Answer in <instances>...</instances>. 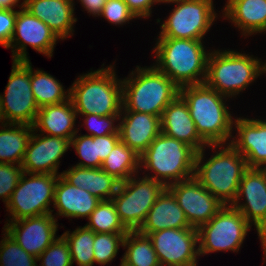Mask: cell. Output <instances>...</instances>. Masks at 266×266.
Masks as SVG:
<instances>
[{
    "label": "cell",
    "instance_id": "obj_1",
    "mask_svg": "<svg viewBox=\"0 0 266 266\" xmlns=\"http://www.w3.org/2000/svg\"><path fill=\"white\" fill-rule=\"evenodd\" d=\"M207 149L213 152L208 159ZM207 149L196 153L194 178L221 203L231 205L249 169L247 161L231 144L207 145Z\"/></svg>",
    "mask_w": 266,
    "mask_h": 266
},
{
    "label": "cell",
    "instance_id": "obj_2",
    "mask_svg": "<svg viewBox=\"0 0 266 266\" xmlns=\"http://www.w3.org/2000/svg\"><path fill=\"white\" fill-rule=\"evenodd\" d=\"M179 95L187 103L196 131L207 145L230 144L235 117L226 103L230 98L205 83L181 87Z\"/></svg>",
    "mask_w": 266,
    "mask_h": 266
},
{
    "label": "cell",
    "instance_id": "obj_3",
    "mask_svg": "<svg viewBox=\"0 0 266 266\" xmlns=\"http://www.w3.org/2000/svg\"><path fill=\"white\" fill-rule=\"evenodd\" d=\"M153 65L179 88L203 84L207 74V51L203 40L156 38Z\"/></svg>",
    "mask_w": 266,
    "mask_h": 266
},
{
    "label": "cell",
    "instance_id": "obj_4",
    "mask_svg": "<svg viewBox=\"0 0 266 266\" xmlns=\"http://www.w3.org/2000/svg\"><path fill=\"white\" fill-rule=\"evenodd\" d=\"M79 75L69 87V98L77 114L100 116L120 115L122 79H118L115 64Z\"/></svg>",
    "mask_w": 266,
    "mask_h": 266
},
{
    "label": "cell",
    "instance_id": "obj_5",
    "mask_svg": "<svg viewBox=\"0 0 266 266\" xmlns=\"http://www.w3.org/2000/svg\"><path fill=\"white\" fill-rule=\"evenodd\" d=\"M179 87L154 65H136L122 78V111L162 116L163 110L179 95Z\"/></svg>",
    "mask_w": 266,
    "mask_h": 266
},
{
    "label": "cell",
    "instance_id": "obj_6",
    "mask_svg": "<svg viewBox=\"0 0 266 266\" xmlns=\"http://www.w3.org/2000/svg\"><path fill=\"white\" fill-rule=\"evenodd\" d=\"M262 59L245 51L211 49L205 84L233 99L262 77Z\"/></svg>",
    "mask_w": 266,
    "mask_h": 266
},
{
    "label": "cell",
    "instance_id": "obj_7",
    "mask_svg": "<svg viewBox=\"0 0 266 266\" xmlns=\"http://www.w3.org/2000/svg\"><path fill=\"white\" fill-rule=\"evenodd\" d=\"M196 153L189 145L161 132L140 155V171L167 187L194 176Z\"/></svg>",
    "mask_w": 266,
    "mask_h": 266
},
{
    "label": "cell",
    "instance_id": "obj_8",
    "mask_svg": "<svg viewBox=\"0 0 266 266\" xmlns=\"http://www.w3.org/2000/svg\"><path fill=\"white\" fill-rule=\"evenodd\" d=\"M167 4L174 8L166 20L156 19V23L161 24L157 38L204 40L219 19L214 0H178Z\"/></svg>",
    "mask_w": 266,
    "mask_h": 266
},
{
    "label": "cell",
    "instance_id": "obj_9",
    "mask_svg": "<svg viewBox=\"0 0 266 266\" xmlns=\"http://www.w3.org/2000/svg\"><path fill=\"white\" fill-rule=\"evenodd\" d=\"M251 229L252 226L238 209L224 205L197 229L200 257L214 252L238 253Z\"/></svg>",
    "mask_w": 266,
    "mask_h": 266
},
{
    "label": "cell",
    "instance_id": "obj_10",
    "mask_svg": "<svg viewBox=\"0 0 266 266\" xmlns=\"http://www.w3.org/2000/svg\"><path fill=\"white\" fill-rule=\"evenodd\" d=\"M134 174L120 182L117 193L112 197L118 216L128 231H137L145 221L150 208L167 188L148 176Z\"/></svg>",
    "mask_w": 266,
    "mask_h": 266
},
{
    "label": "cell",
    "instance_id": "obj_11",
    "mask_svg": "<svg viewBox=\"0 0 266 266\" xmlns=\"http://www.w3.org/2000/svg\"><path fill=\"white\" fill-rule=\"evenodd\" d=\"M59 175L23 173L10 200L6 204L9 213L6 221L52 213L55 186Z\"/></svg>",
    "mask_w": 266,
    "mask_h": 266
},
{
    "label": "cell",
    "instance_id": "obj_12",
    "mask_svg": "<svg viewBox=\"0 0 266 266\" xmlns=\"http://www.w3.org/2000/svg\"><path fill=\"white\" fill-rule=\"evenodd\" d=\"M3 93H0V103L5 122L32 126L39 108L31 89L30 61H12Z\"/></svg>",
    "mask_w": 266,
    "mask_h": 266
},
{
    "label": "cell",
    "instance_id": "obj_13",
    "mask_svg": "<svg viewBox=\"0 0 266 266\" xmlns=\"http://www.w3.org/2000/svg\"><path fill=\"white\" fill-rule=\"evenodd\" d=\"M59 40L43 21L22 8L17 10L14 32L8 49L12 50L13 61H30L27 45L36 52L51 58Z\"/></svg>",
    "mask_w": 266,
    "mask_h": 266
},
{
    "label": "cell",
    "instance_id": "obj_14",
    "mask_svg": "<svg viewBox=\"0 0 266 266\" xmlns=\"http://www.w3.org/2000/svg\"><path fill=\"white\" fill-rule=\"evenodd\" d=\"M231 206L238 209L251 226L254 225L264 256V240L266 239V169L249 168L244 173L239 184L237 196Z\"/></svg>",
    "mask_w": 266,
    "mask_h": 266
},
{
    "label": "cell",
    "instance_id": "obj_15",
    "mask_svg": "<svg viewBox=\"0 0 266 266\" xmlns=\"http://www.w3.org/2000/svg\"><path fill=\"white\" fill-rule=\"evenodd\" d=\"M161 266H198L196 228L164 229L148 235Z\"/></svg>",
    "mask_w": 266,
    "mask_h": 266
},
{
    "label": "cell",
    "instance_id": "obj_16",
    "mask_svg": "<svg viewBox=\"0 0 266 266\" xmlns=\"http://www.w3.org/2000/svg\"><path fill=\"white\" fill-rule=\"evenodd\" d=\"M184 211L191 227L198 229L206 224L224 206L194 176L167 186Z\"/></svg>",
    "mask_w": 266,
    "mask_h": 266
},
{
    "label": "cell",
    "instance_id": "obj_17",
    "mask_svg": "<svg viewBox=\"0 0 266 266\" xmlns=\"http://www.w3.org/2000/svg\"><path fill=\"white\" fill-rule=\"evenodd\" d=\"M57 219L49 213L39 216L5 221L2 228L27 253L38 256L57 238Z\"/></svg>",
    "mask_w": 266,
    "mask_h": 266
},
{
    "label": "cell",
    "instance_id": "obj_18",
    "mask_svg": "<svg viewBox=\"0 0 266 266\" xmlns=\"http://www.w3.org/2000/svg\"><path fill=\"white\" fill-rule=\"evenodd\" d=\"M68 138L44 135L33 130L27 144L22 169L29 174L61 175L58 168L70 148Z\"/></svg>",
    "mask_w": 266,
    "mask_h": 266
},
{
    "label": "cell",
    "instance_id": "obj_19",
    "mask_svg": "<svg viewBox=\"0 0 266 266\" xmlns=\"http://www.w3.org/2000/svg\"><path fill=\"white\" fill-rule=\"evenodd\" d=\"M262 119L234 117L236 135L230 144L246 159L249 168L266 169V119Z\"/></svg>",
    "mask_w": 266,
    "mask_h": 266
},
{
    "label": "cell",
    "instance_id": "obj_20",
    "mask_svg": "<svg viewBox=\"0 0 266 266\" xmlns=\"http://www.w3.org/2000/svg\"><path fill=\"white\" fill-rule=\"evenodd\" d=\"M75 0H25V9L43 21L61 40L73 36Z\"/></svg>",
    "mask_w": 266,
    "mask_h": 266
},
{
    "label": "cell",
    "instance_id": "obj_21",
    "mask_svg": "<svg viewBox=\"0 0 266 266\" xmlns=\"http://www.w3.org/2000/svg\"><path fill=\"white\" fill-rule=\"evenodd\" d=\"M120 140L141 155L161 133V117L135 111H121Z\"/></svg>",
    "mask_w": 266,
    "mask_h": 266
},
{
    "label": "cell",
    "instance_id": "obj_22",
    "mask_svg": "<svg viewBox=\"0 0 266 266\" xmlns=\"http://www.w3.org/2000/svg\"><path fill=\"white\" fill-rule=\"evenodd\" d=\"M161 132L168 137L184 142L196 152L207 147L196 131L187 103L180 95L163 110Z\"/></svg>",
    "mask_w": 266,
    "mask_h": 266
},
{
    "label": "cell",
    "instance_id": "obj_23",
    "mask_svg": "<svg viewBox=\"0 0 266 266\" xmlns=\"http://www.w3.org/2000/svg\"><path fill=\"white\" fill-rule=\"evenodd\" d=\"M101 200L90 192L68 183L61 175L55 186L52 215L57 218L88 219ZM57 210L56 213L54 212ZM54 213V214H53Z\"/></svg>",
    "mask_w": 266,
    "mask_h": 266
},
{
    "label": "cell",
    "instance_id": "obj_24",
    "mask_svg": "<svg viewBox=\"0 0 266 266\" xmlns=\"http://www.w3.org/2000/svg\"><path fill=\"white\" fill-rule=\"evenodd\" d=\"M229 20L247 38L266 33V0H227L220 18Z\"/></svg>",
    "mask_w": 266,
    "mask_h": 266
},
{
    "label": "cell",
    "instance_id": "obj_25",
    "mask_svg": "<svg viewBox=\"0 0 266 266\" xmlns=\"http://www.w3.org/2000/svg\"><path fill=\"white\" fill-rule=\"evenodd\" d=\"M77 118V112L69 98L62 103L39 108L32 126L35 132L68 138L71 141V138L80 131V125L76 128Z\"/></svg>",
    "mask_w": 266,
    "mask_h": 266
},
{
    "label": "cell",
    "instance_id": "obj_26",
    "mask_svg": "<svg viewBox=\"0 0 266 266\" xmlns=\"http://www.w3.org/2000/svg\"><path fill=\"white\" fill-rule=\"evenodd\" d=\"M193 228L173 194L166 188L150 208L139 232L145 235L164 229Z\"/></svg>",
    "mask_w": 266,
    "mask_h": 266
},
{
    "label": "cell",
    "instance_id": "obj_27",
    "mask_svg": "<svg viewBox=\"0 0 266 266\" xmlns=\"http://www.w3.org/2000/svg\"><path fill=\"white\" fill-rule=\"evenodd\" d=\"M61 176L71 185L90 192L100 200H111L117 193L120 181L101 168L68 167Z\"/></svg>",
    "mask_w": 266,
    "mask_h": 266
},
{
    "label": "cell",
    "instance_id": "obj_28",
    "mask_svg": "<svg viewBox=\"0 0 266 266\" xmlns=\"http://www.w3.org/2000/svg\"><path fill=\"white\" fill-rule=\"evenodd\" d=\"M33 126L5 123L0 126V163L22 165Z\"/></svg>",
    "mask_w": 266,
    "mask_h": 266
},
{
    "label": "cell",
    "instance_id": "obj_29",
    "mask_svg": "<svg viewBox=\"0 0 266 266\" xmlns=\"http://www.w3.org/2000/svg\"><path fill=\"white\" fill-rule=\"evenodd\" d=\"M31 89L38 108L62 103L69 99L70 89L42 69H33L30 61Z\"/></svg>",
    "mask_w": 266,
    "mask_h": 266
},
{
    "label": "cell",
    "instance_id": "obj_30",
    "mask_svg": "<svg viewBox=\"0 0 266 266\" xmlns=\"http://www.w3.org/2000/svg\"><path fill=\"white\" fill-rule=\"evenodd\" d=\"M122 248V266H161L150 237L138 230L125 235Z\"/></svg>",
    "mask_w": 266,
    "mask_h": 266
},
{
    "label": "cell",
    "instance_id": "obj_31",
    "mask_svg": "<svg viewBox=\"0 0 266 266\" xmlns=\"http://www.w3.org/2000/svg\"><path fill=\"white\" fill-rule=\"evenodd\" d=\"M101 169L120 182L126 181L140 173V155L120 140L103 161Z\"/></svg>",
    "mask_w": 266,
    "mask_h": 266
},
{
    "label": "cell",
    "instance_id": "obj_32",
    "mask_svg": "<svg viewBox=\"0 0 266 266\" xmlns=\"http://www.w3.org/2000/svg\"><path fill=\"white\" fill-rule=\"evenodd\" d=\"M69 244L72 264L78 266H94L93 243L95 232L85 225L76 227L74 231L66 230L63 234Z\"/></svg>",
    "mask_w": 266,
    "mask_h": 266
},
{
    "label": "cell",
    "instance_id": "obj_33",
    "mask_svg": "<svg viewBox=\"0 0 266 266\" xmlns=\"http://www.w3.org/2000/svg\"><path fill=\"white\" fill-rule=\"evenodd\" d=\"M85 226L95 233H128L122 224L114 202L101 200L92 211Z\"/></svg>",
    "mask_w": 266,
    "mask_h": 266
},
{
    "label": "cell",
    "instance_id": "obj_34",
    "mask_svg": "<svg viewBox=\"0 0 266 266\" xmlns=\"http://www.w3.org/2000/svg\"><path fill=\"white\" fill-rule=\"evenodd\" d=\"M127 233H95L93 243L94 263L105 266L111 264L123 247Z\"/></svg>",
    "mask_w": 266,
    "mask_h": 266
},
{
    "label": "cell",
    "instance_id": "obj_35",
    "mask_svg": "<svg viewBox=\"0 0 266 266\" xmlns=\"http://www.w3.org/2000/svg\"><path fill=\"white\" fill-rule=\"evenodd\" d=\"M0 241V266H37V258L27 253L9 234L3 231Z\"/></svg>",
    "mask_w": 266,
    "mask_h": 266
},
{
    "label": "cell",
    "instance_id": "obj_36",
    "mask_svg": "<svg viewBox=\"0 0 266 266\" xmlns=\"http://www.w3.org/2000/svg\"><path fill=\"white\" fill-rule=\"evenodd\" d=\"M79 131L71 138V145L80 158L76 163L79 167L101 168L102 161L98 156L97 137L85 134H78Z\"/></svg>",
    "mask_w": 266,
    "mask_h": 266
},
{
    "label": "cell",
    "instance_id": "obj_37",
    "mask_svg": "<svg viewBox=\"0 0 266 266\" xmlns=\"http://www.w3.org/2000/svg\"><path fill=\"white\" fill-rule=\"evenodd\" d=\"M37 261L40 263L37 266H73L69 244L64 236L58 235L38 256Z\"/></svg>",
    "mask_w": 266,
    "mask_h": 266
},
{
    "label": "cell",
    "instance_id": "obj_38",
    "mask_svg": "<svg viewBox=\"0 0 266 266\" xmlns=\"http://www.w3.org/2000/svg\"><path fill=\"white\" fill-rule=\"evenodd\" d=\"M77 115L78 117L80 116L82 117V119H84L83 124H81V127L85 125V128L88 131L87 133H85V135L98 137L109 134H119L120 115H110V116H100L95 114H77Z\"/></svg>",
    "mask_w": 266,
    "mask_h": 266
},
{
    "label": "cell",
    "instance_id": "obj_39",
    "mask_svg": "<svg viewBox=\"0 0 266 266\" xmlns=\"http://www.w3.org/2000/svg\"><path fill=\"white\" fill-rule=\"evenodd\" d=\"M24 170L21 165L11 163H0V200L5 206L17 187Z\"/></svg>",
    "mask_w": 266,
    "mask_h": 266
},
{
    "label": "cell",
    "instance_id": "obj_40",
    "mask_svg": "<svg viewBox=\"0 0 266 266\" xmlns=\"http://www.w3.org/2000/svg\"><path fill=\"white\" fill-rule=\"evenodd\" d=\"M99 17H103L113 26L129 24L133 19H138L129 9L124 0H107Z\"/></svg>",
    "mask_w": 266,
    "mask_h": 266
},
{
    "label": "cell",
    "instance_id": "obj_41",
    "mask_svg": "<svg viewBox=\"0 0 266 266\" xmlns=\"http://www.w3.org/2000/svg\"><path fill=\"white\" fill-rule=\"evenodd\" d=\"M17 17V10L0 9V45L8 49Z\"/></svg>",
    "mask_w": 266,
    "mask_h": 266
},
{
    "label": "cell",
    "instance_id": "obj_42",
    "mask_svg": "<svg viewBox=\"0 0 266 266\" xmlns=\"http://www.w3.org/2000/svg\"><path fill=\"white\" fill-rule=\"evenodd\" d=\"M132 13L138 18L148 19L152 17L154 5H160L159 0H124Z\"/></svg>",
    "mask_w": 266,
    "mask_h": 266
},
{
    "label": "cell",
    "instance_id": "obj_43",
    "mask_svg": "<svg viewBox=\"0 0 266 266\" xmlns=\"http://www.w3.org/2000/svg\"><path fill=\"white\" fill-rule=\"evenodd\" d=\"M119 141V134H109L97 137L98 156L102 162L107 158L108 154Z\"/></svg>",
    "mask_w": 266,
    "mask_h": 266
},
{
    "label": "cell",
    "instance_id": "obj_44",
    "mask_svg": "<svg viewBox=\"0 0 266 266\" xmlns=\"http://www.w3.org/2000/svg\"><path fill=\"white\" fill-rule=\"evenodd\" d=\"M107 0H76V2L81 4L83 11H87L89 15L98 17L105 5Z\"/></svg>",
    "mask_w": 266,
    "mask_h": 266
},
{
    "label": "cell",
    "instance_id": "obj_45",
    "mask_svg": "<svg viewBox=\"0 0 266 266\" xmlns=\"http://www.w3.org/2000/svg\"><path fill=\"white\" fill-rule=\"evenodd\" d=\"M0 0V9L3 10H16L15 8L18 7L22 9L25 7V0ZM21 2V3H20Z\"/></svg>",
    "mask_w": 266,
    "mask_h": 266
},
{
    "label": "cell",
    "instance_id": "obj_46",
    "mask_svg": "<svg viewBox=\"0 0 266 266\" xmlns=\"http://www.w3.org/2000/svg\"><path fill=\"white\" fill-rule=\"evenodd\" d=\"M5 119H4V116H3V112H2V107H1V103H0V126L5 124Z\"/></svg>",
    "mask_w": 266,
    "mask_h": 266
},
{
    "label": "cell",
    "instance_id": "obj_47",
    "mask_svg": "<svg viewBox=\"0 0 266 266\" xmlns=\"http://www.w3.org/2000/svg\"><path fill=\"white\" fill-rule=\"evenodd\" d=\"M266 76V60L264 62H262V75Z\"/></svg>",
    "mask_w": 266,
    "mask_h": 266
},
{
    "label": "cell",
    "instance_id": "obj_48",
    "mask_svg": "<svg viewBox=\"0 0 266 266\" xmlns=\"http://www.w3.org/2000/svg\"><path fill=\"white\" fill-rule=\"evenodd\" d=\"M173 1H178V0H159L160 4H165V5Z\"/></svg>",
    "mask_w": 266,
    "mask_h": 266
},
{
    "label": "cell",
    "instance_id": "obj_49",
    "mask_svg": "<svg viewBox=\"0 0 266 266\" xmlns=\"http://www.w3.org/2000/svg\"><path fill=\"white\" fill-rule=\"evenodd\" d=\"M263 262L266 263V239L264 240V258Z\"/></svg>",
    "mask_w": 266,
    "mask_h": 266
}]
</instances>
